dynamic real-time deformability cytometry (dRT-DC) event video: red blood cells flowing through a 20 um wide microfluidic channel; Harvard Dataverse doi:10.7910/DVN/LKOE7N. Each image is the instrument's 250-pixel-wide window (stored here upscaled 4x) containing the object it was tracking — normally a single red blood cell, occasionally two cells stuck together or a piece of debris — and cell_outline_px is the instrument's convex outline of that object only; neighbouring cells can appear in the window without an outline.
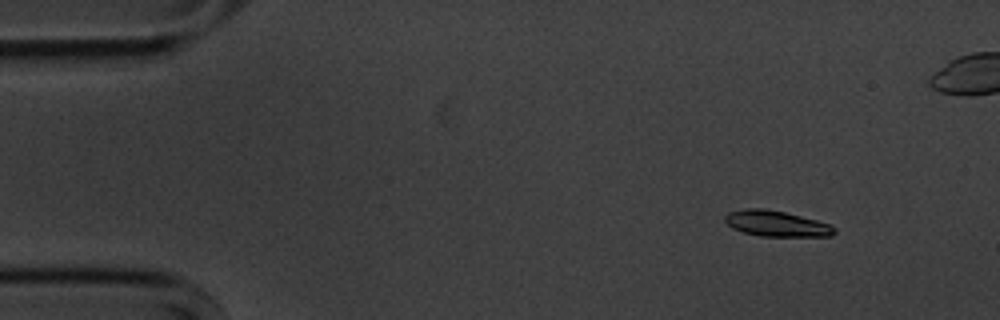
{"species": "common noctule bat (a hibernating species)", "species_latin": "Nyctalus noctula", "temperature_condition": "cold", "stored_images_in_passage": 54, "camera_frame_rate_fps": 3000, "um_per_image_px": 0.085, "animal": {"sex": "male", "body_mass_g": 20.1, "forearm_length_mm": 53.5}, "frame": {"image": 1, "passage_image": 4, "time_ms": 1.0, "image_size_px": [1000, 320], "cell_outline_px": [[836, 232], [832, 236], [760, 236], [744, 232], [732, 228], [724, 220], [724, 216], [728, 212], [744, 208], [764, 208], [784, 212], [816, 220], [828, 224], [836, 228]], "centroid_in_image_um": [65.97, 19.0], "position_along_channel_um": 19.0, "area_um2": 16.36}}
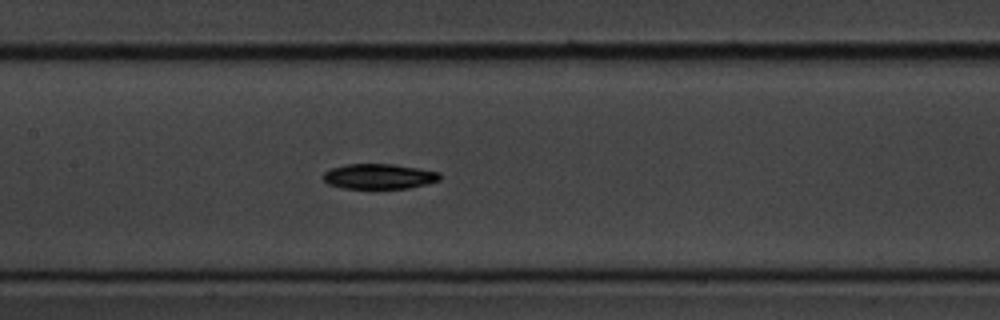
{"frame": {"image": 2, "passage_image": 24, "time_ms": 7.667, "image_size_px": [1000, 320], "cell_outline_px": [[440, 180], [408, 188], [344, 188], [328, 184], [324, 180], [324, 172], [332, 168], [344, 164], [392, 164], [440, 172]], "centroid_in_image_um": [32.2, 14.99], "position_along_channel_um": 175.2, "area_um2": 16.88}}
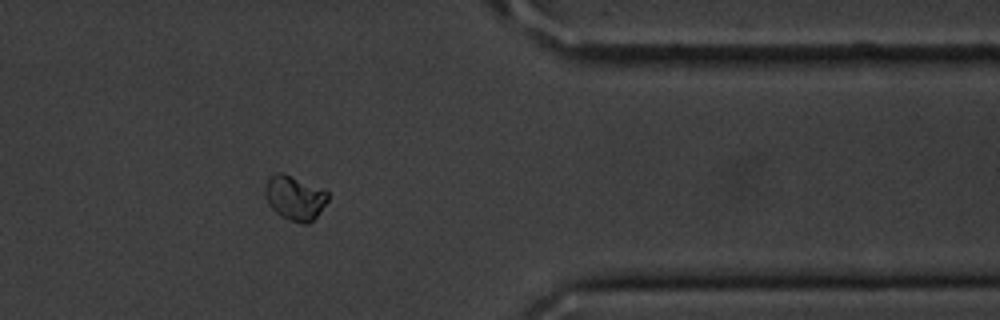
{"frame": {"image": 3, "passage_image": 43, "time_ms": 14.0, "image_size_px": [1000, 320], "cell_outline_px": [[328, 200], [320, 212], [308, 224], [304, 224], [288, 220], [280, 216], [268, 204], [264, 196], [264, 188], [268, 180], [276, 172], [284, 172], [324, 188], [328, 192]], "centroid_in_image_um": [25.06, 16.8], "position_along_channel_um": 386.3, "area_um2": 16.59}, "authors_computed_cell_mechanics": {"area_um2": 17.051, "velocity_mm_per_s": 3.5925, "shape_relaxation_time_tau1_ms": 1.8019, "shape_relaxation_time_tau2_ms": null, "deformation_change_tau1": 0.0683, "deformation_change_tau2": null}}